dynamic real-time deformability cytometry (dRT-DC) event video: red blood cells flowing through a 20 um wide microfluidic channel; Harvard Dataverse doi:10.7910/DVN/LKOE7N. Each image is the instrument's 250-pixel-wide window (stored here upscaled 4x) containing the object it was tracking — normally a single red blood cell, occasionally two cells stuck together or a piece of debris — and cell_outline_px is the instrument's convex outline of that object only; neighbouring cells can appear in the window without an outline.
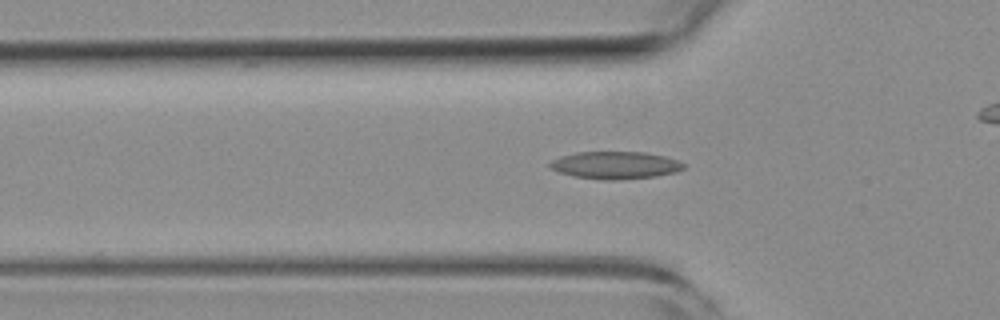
{"species": "common noctule bat (a hibernating species)", "species_latin": "Nyctalus noctula", "temperature_condition": "room temperature", "stored_images_in_passage": 49, "camera_frame_rate_fps": 3000, "um_per_image_px": 0.085, "animal": {"sex": "female", "body_mass_g": 19.3, "forearm_length_mm": 54.1}, "frame": {"image": 1, "passage_image": 16, "time_ms": 5.0, "image_size_px": [1000, 320], "cell_outline_px": [[684, 168], [676, 172], [656, 176], [616, 180], [604, 180], [572, 176], [548, 168], [548, 164], [552, 160], [560, 156], [576, 152], [644, 152], [664, 156], [676, 160], [684, 164]], "centroid_in_image_um": [52.25, 14.04], "position_along_channel_um": 73.5, "area_um2": 21.39}}
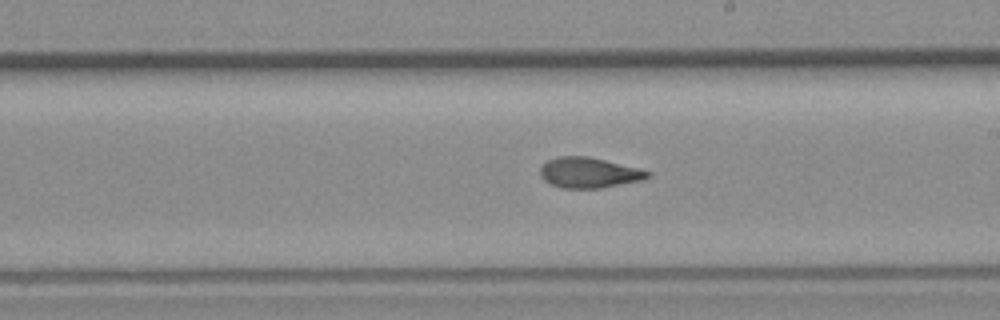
{"frame": {"image": 2, "passage_image": 29, "time_ms": 9.333, "image_size_px": [1000, 320], "cell_outline_px": [[652, 176], [644, 180], [600, 188], [560, 188], [548, 184], [540, 176], [540, 168], [548, 160], [556, 156], [588, 156], [640, 168], [652, 172]], "centroid_in_image_um": [50.08, 14.68], "position_along_channel_um": 238.9, "area_um2": 19.36}}
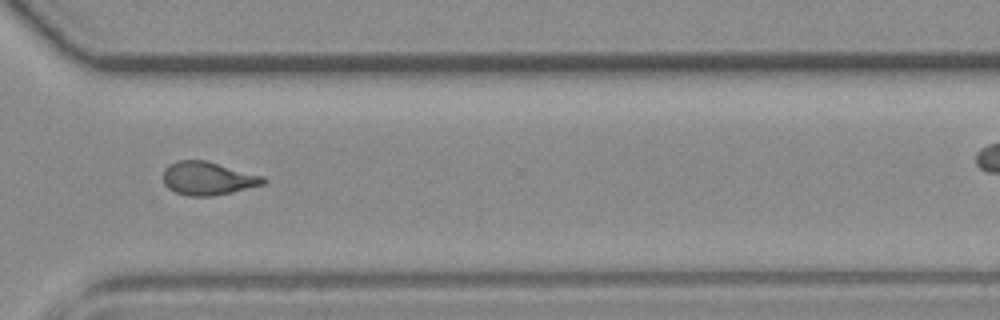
{"frame": {"image": 3, "passage_image": 38, "time_ms": 12.333, "image_size_px": [1000, 320], "cell_outline_px": [[268, 180], [264, 184], [232, 192], [212, 196], [188, 196], [176, 192], [168, 188], [164, 184], [164, 168], [168, 164], [180, 160], [204, 160], [264, 176]], "centroid_in_image_um": [17.67, 15.16], "position_along_channel_um": 352.9, "area_um2": 19.36}, "authors_computed_cell_mechanics": {"area_um2": 19.4208, "velocity_mm_per_s": 3.7967, "shape_relaxation_time_tau1_ms": null, "shape_relaxation_time_tau2_ms": 2.1603, "deformation_change_tau1": null, "deformation_change_tau2": 0.09}}